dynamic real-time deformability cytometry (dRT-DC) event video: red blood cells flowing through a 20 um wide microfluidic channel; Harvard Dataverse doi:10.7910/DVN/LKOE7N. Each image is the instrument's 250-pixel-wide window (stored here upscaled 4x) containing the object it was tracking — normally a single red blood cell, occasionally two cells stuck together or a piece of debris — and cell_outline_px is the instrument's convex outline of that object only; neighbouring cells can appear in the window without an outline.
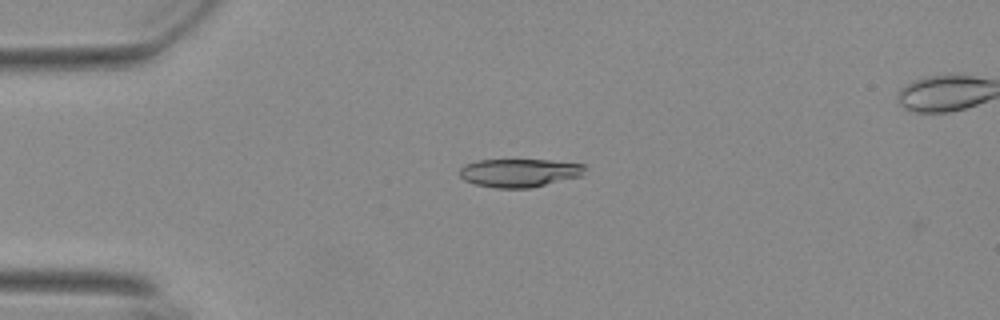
{"species": "Egyptian fruit bat (a non-hibernating species)", "species_latin": "Rousettus aegyptiacus", "temperature_condition": "warm", "stored_images_in_passage": 50, "segment_of_instrument_passage": [1, 2], "camera_frame_rate_fps": 3000, "um_per_image_px": 0.085, "animal": {"sex": "female"}, "frame": {"image": 1, "passage_image": 7, "time_ms": 2.0, "image_size_px": [1000, 320], "cell_outline_px": [[588, 168], [580, 176], [528, 188], [496, 188], [476, 184], [464, 180], [460, 176], [460, 168], [464, 164], [476, 160], [552, 160], [584, 164]], "centroid_in_image_um": [44.14, 14.67], "position_along_channel_um": 40.9, "area_um2": 20.63}}
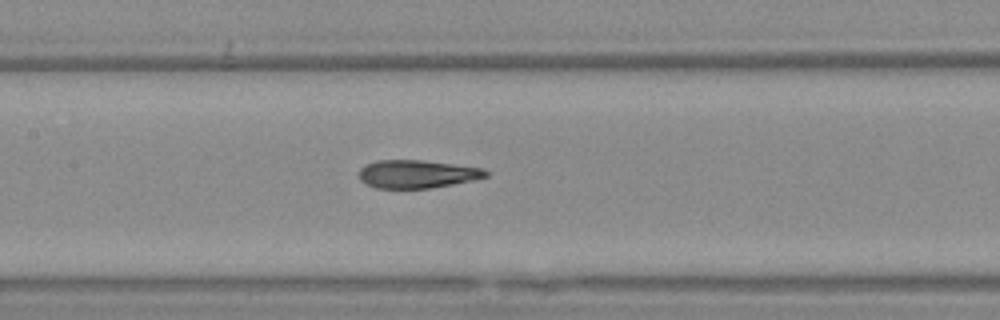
{"frame": {"image": 2, "passage_image": 20, "time_ms": 6.333, "image_size_px": [1000, 320], "cell_outline_px": [[488, 176], [472, 180], [452, 184], [428, 188], [376, 188], [360, 180], [360, 168], [376, 160], [424, 160], [484, 168], [488, 172]], "centroid_in_image_um": [35.46, 14.78], "position_along_channel_um": 171.9, "area_um2": 20.58}}
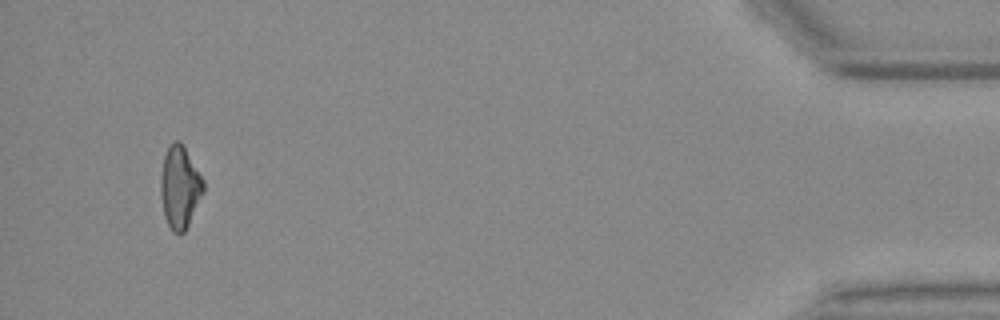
{"frame": {"image": 3, "passage_image": 46, "time_ms": 15.0, "image_size_px": [1000, 320], "cell_outline_px": [[204, 192], [184, 232], [172, 232], [164, 216], [160, 196], [160, 180], [164, 156], [168, 144], [172, 140], [180, 140], [184, 144], [204, 180]], "centroid_in_image_um": [15.28, 15.84], "position_along_channel_um": 419.9, "area_um2": 20.75}}